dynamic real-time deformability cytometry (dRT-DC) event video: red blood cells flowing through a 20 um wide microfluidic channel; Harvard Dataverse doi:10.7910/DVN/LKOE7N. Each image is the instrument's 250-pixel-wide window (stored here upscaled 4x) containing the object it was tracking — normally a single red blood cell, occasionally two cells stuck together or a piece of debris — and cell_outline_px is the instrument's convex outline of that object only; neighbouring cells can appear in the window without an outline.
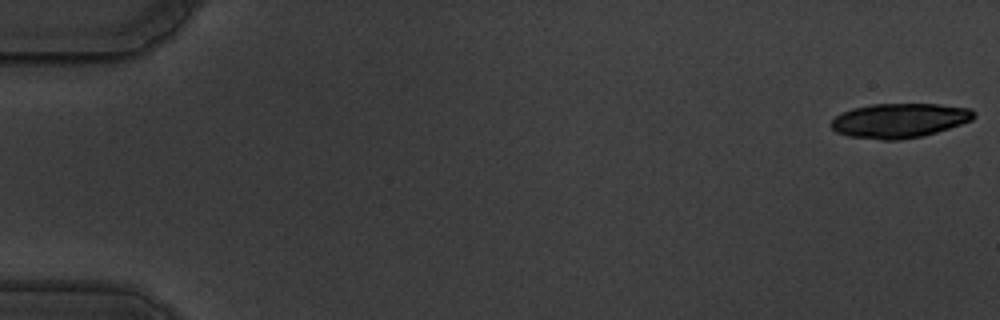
{"species": "common noctule bat (a hibernating species)", "species_latin": "Nyctalus noctula", "temperature_condition": "warm", "stored_images_in_passage": 21, "camera_frame_rate_fps": 3000, "um_per_image_px": 0.085, "animal": {"sex": "male", "body_mass_g": 19.5, "forearm_length_mm": 54.6}, "frame": {"image": 1, "passage_image": 1, "time_ms": 0.0, "image_size_px": [1000, 320], "cell_outline_px": [[976, 116], [972, 120], [924, 136], [900, 140], [880, 140], [848, 136], [836, 132], [828, 124], [836, 116], [852, 108], [872, 104], [936, 104], [968, 108], [976, 112]], "centroid_in_image_um": [76.43, 10.25], "position_along_channel_um": 8.6, "area_um2": 28.73}}